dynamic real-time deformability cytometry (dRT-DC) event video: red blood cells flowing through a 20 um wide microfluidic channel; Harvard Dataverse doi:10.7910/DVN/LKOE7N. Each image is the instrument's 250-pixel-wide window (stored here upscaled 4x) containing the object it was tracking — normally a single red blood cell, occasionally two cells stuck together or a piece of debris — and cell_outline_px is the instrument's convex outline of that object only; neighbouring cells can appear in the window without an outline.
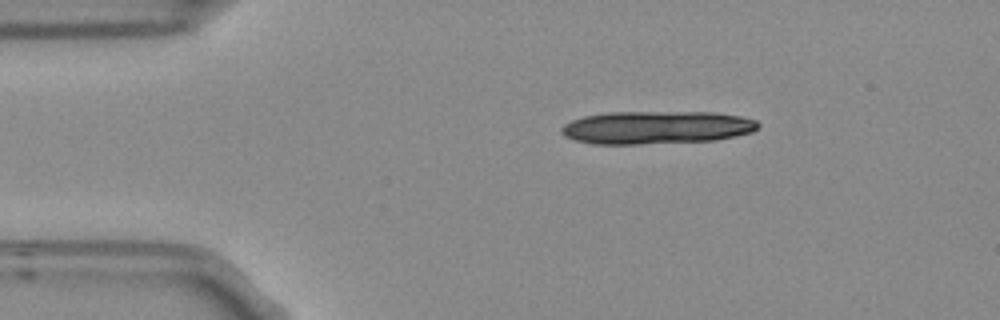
{"species": "Egyptian fruit bat (a non-hibernating species)", "species_latin": "Rousettus aegyptiacus", "temperature_condition": "room temperature", "stored_images_in_passage": 3, "segment_of_instrument_passage": [1, 2], "camera_frame_rate_fps": 3000, "um_per_image_px": 0.085, "frame": {"image": 1, "passage_image": 1, "time_ms": 0.0, "image_size_px": [1000, 320], "cell_outline_px": [[760, 128], [752, 132], [736, 136], [712, 140], [636, 144], [596, 144], [576, 140], [564, 136], [560, 132], [560, 128], [564, 124], [572, 120], [584, 116], [608, 112], [712, 112], [740, 116], [756, 120], [760, 124]], "centroid_in_image_um": [55.8, 10.83], "position_along_channel_um": 29.2, "area_um2": 37.8}}